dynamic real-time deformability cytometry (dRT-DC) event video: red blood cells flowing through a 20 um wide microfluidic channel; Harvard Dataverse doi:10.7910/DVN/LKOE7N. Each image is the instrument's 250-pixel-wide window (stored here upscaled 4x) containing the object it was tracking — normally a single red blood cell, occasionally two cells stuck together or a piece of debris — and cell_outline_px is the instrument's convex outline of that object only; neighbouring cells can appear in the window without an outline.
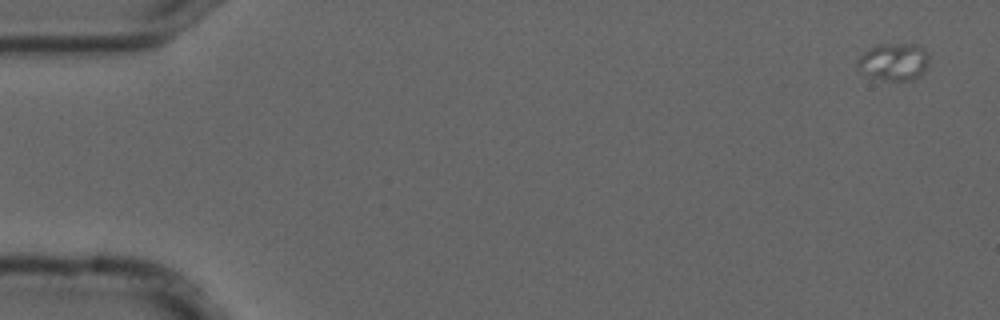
{"species": "common noctule bat (a hibernating species)", "species_latin": "Nyctalus noctula", "temperature_condition": "cold", "stored_images_in_passage": 7, "camera_frame_rate_fps": 3000, "um_per_image_px": 0.085, "animal": {"sex": "male", "forearm_length_mm": 52.5}, "frame": {"image": 1, "passage_image": 1, "time_ms": 0.0, "image_size_px": [1000, 320], "cell_outline_px": [[928, 60], [920, 76], [912, 80], [884, 80], [868, 76], [856, 64], [856, 60], [864, 52], [876, 44], [912, 44], [924, 48], [928, 56]], "centroid_in_image_um": [75.95, 5.24], "position_along_channel_um": 9.0, "area_um2": 15.37}}
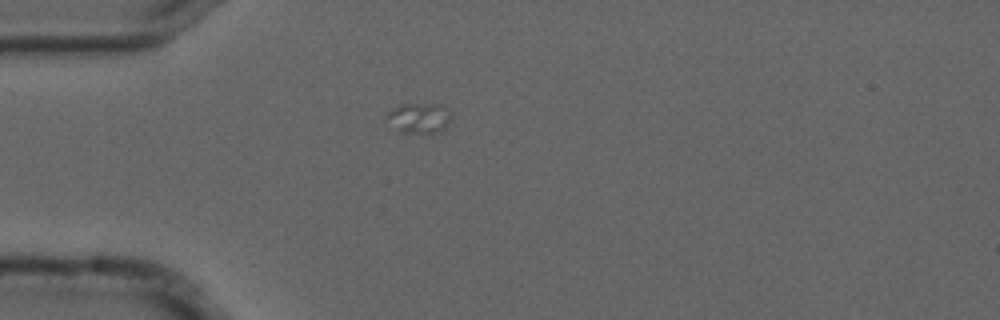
{"frame": {"image": 2, "passage_image": 4, "time_ms": 1.0, "image_size_px": [1000, 320], "cell_outline_px": [[452, 120], [440, 132], [400, 132], [388, 116], [388, 112], [392, 108], [400, 104], [444, 104], [452, 116]], "centroid_in_image_um": [35.72, 10.0], "position_along_channel_um": 49.3, "area_um2": 11.1}}